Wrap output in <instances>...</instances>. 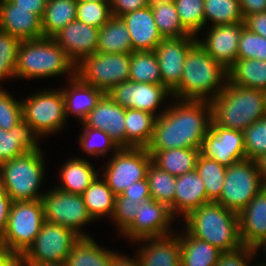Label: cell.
Here are the masks:
<instances>
[{
    "label": "cell",
    "instance_id": "6da1fadb",
    "mask_svg": "<svg viewBox=\"0 0 266 266\" xmlns=\"http://www.w3.org/2000/svg\"><path fill=\"white\" fill-rule=\"evenodd\" d=\"M211 122L210 101L176 99L157 117L146 150L153 156L158 151L174 148L200 149Z\"/></svg>",
    "mask_w": 266,
    "mask_h": 266
},
{
    "label": "cell",
    "instance_id": "7a4b0ae2",
    "mask_svg": "<svg viewBox=\"0 0 266 266\" xmlns=\"http://www.w3.org/2000/svg\"><path fill=\"white\" fill-rule=\"evenodd\" d=\"M227 81L228 69L196 42L185 57L180 83L171 95L180 100L211 101L222 92Z\"/></svg>",
    "mask_w": 266,
    "mask_h": 266
},
{
    "label": "cell",
    "instance_id": "3957f363",
    "mask_svg": "<svg viewBox=\"0 0 266 266\" xmlns=\"http://www.w3.org/2000/svg\"><path fill=\"white\" fill-rule=\"evenodd\" d=\"M210 104L212 121L217 126L244 131L266 115V92L237 86L228 80Z\"/></svg>",
    "mask_w": 266,
    "mask_h": 266
},
{
    "label": "cell",
    "instance_id": "277c9868",
    "mask_svg": "<svg viewBox=\"0 0 266 266\" xmlns=\"http://www.w3.org/2000/svg\"><path fill=\"white\" fill-rule=\"evenodd\" d=\"M184 219L185 230L193 237L204 240L222 252L239 249L238 213L217 202H209L191 211Z\"/></svg>",
    "mask_w": 266,
    "mask_h": 266
},
{
    "label": "cell",
    "instance_id": "5b68a950",
    "mask_svg": "<svg viewBox=\"0 0 266 266\" xmlns=\"http://www.w3.org/2000/svg\"><path fill=\"white\" fill-rule=\"evenodd\" d=\"M69 74L75 76V64L51 37L22 40L17 53L15 76L42 79Z\"/></svg>",
    "mask_w": 266,
    "mask_h": 266
},
{
    "label": "cell",
    "instance_id": "8992f818",
    "mask_svg": "<svg viewBox=\"0 0 266 266\" xmlns=\"http://www.w3.org/2000/svg\"><path fill=\"white\" fill-rule=\"evenodd\" d=\"M44 161L38 150L0 164V184L12 202L42 199L44 193L39 190L45 174Z\"/></svg>",
    "mask_w": 266,
    "mask_h": 266
},
{
    "label": "cell",
    "instance_id": "52a82bcc",
    "mask_svg": "<svg viewBox=\"0 0 266 266\" xmlns=\"http://www.w3.org/2000/svg\"><path fill=\"white\" fill-rule=\"evenodd\" d=\"M45 221L42 199L12 202L0 240L20 257L33 243Z\"/></svg>",
    "mask_w": 266,
    "mask_h": 266
},
{
    "label": "cell",
    "instance_id": "ba28073f",
    "mask_svg": "<svg viewBox=\"0 0 266 266\" xmlns=\"http://www.w3.org/2000/svg\"><path fill=\"white\" fill-rule=\"evenodd\" d=\"M131 53H100L83 58L75 66V75L103 93L129 80Z\"/></svg>",
    "mask_w": 266,
    "mask_h": 266
},
{
    "label": "cell",
    "instance_id": "9c48e42d",
    "mask_svg": "<svg viewBox=\"0 0 266 266\" xmlns=\"http://www.w3.org/2000/svg\"><path fill=\"white\" fill-rule=\"evenodd\" d=\"M24 99L21 100L23 120L40 137L57 133L66 125L65 101L61 88L42 90Z\"/></svg>",
    "mask_w": 266,
    "mask_h": 266
},
{
    "label": "cell",
    "instance_id": "30bf717a",
    "mask_svg": "<svg viewBox=\"0 0 266 266\" xmlns=\"http://www.w3.org/2000/svg\"><path fill=\"white\" fill-rule=\"evenodd\" d=\"M80 238L70 228L44 221L40 232L19 257L21 266L66 262L75 242Z\"/></svg>",
    "mask_w": 266,
    "mask_h": 266
},
{
    "label": "cell",
    "instance_id": "8fae6325",
    "mask_svg": "<svg viewBox=\"0 0 266 266\" xmlns=\"http://www.w3.org/2000/svg\"><path fill=\"white\" fill-rule=\"evenodd\" d=\"M255 160L244 159L227 168L217 203L239 213L265 187Z\"/></svg>",
    "mask_w": 266,
    "mask_h": 266
},
{
    "label": "cell",
    "instance_id": "7c38bea8",
    "mask_svg": "<svg viewBox=\"0 0 266 266\" xmlns=\"http://www.w3.org/2000/svg\"><path fill=\"white\" fill-rule=\"evenodd\" d=\"M109 159L103 177L116 196L132 183L146 179L152 163L146 148H119Z\"/></svg>",
    "mask_w": 266,
    "mask_h": 266
},
{
    "label": "cell",
    "instance_id": "4fadbf2b",
    "mask_svg": "<svg viewBox=\"0 0 266 266\" xmlns=\"http://www.w3.org/2000/svg\"><path fill=\"white\" fill-rule=\"evenodd\" d=\"M42 202L45 221L70 228L80 237L91 236L82 230L83 225L86 226L88 222H94V220L88 214L81 195L53 187L44 193Z\"/></svg>",
    "mask_w": 266,
    "mask_h": 266
},
{
    "label": "cell",
    "instance_id": "5bb4252c",
    "mask_svg": "<svg viewBox=\"0 0 266 266\" xmlns=\"http://www.w3.org/2000/svg\"><path fill=\"white\" fill-rule=\"evenodd\" d=\"M107 95L124 109H138L159 117L167 107L157 113L163 100L172 97L171 92L162 84L139 83L130 80L113 86ZM161 104V105H160Z\"/></svg>",
    "mask_w": 266,
    "mask_h": 266
},
{
    "label": "cell",
    "instance_id": "9a60e30c",
    "mask_svg": "<svg viewBox=\"0 0 266 266\" xmlns=\"http://www.w3.org/2000/svg\"><path fill=\"white\" fill-rule=\"evenodd\" d=\"M135 214L133 223L122 233L133 242L174 233L169 228L176 218L164 203L149 198L140 204Z\"/></svg>",
    "mask_w": 266,
    "mask_h": 266
},
{
    "label": "cell",
    "instance_id": "2e32d148",
    "mask_svg": "<svg viewBox=\"0 0 266 266\" xmlns=\"http://www.w3.org/2000/svg\"><path fill=\"white\" fill-rule=\"evenodd\" d=\"M200 154L229 168L247 159L243 131L217 126L213 121L202 141Z\"/></svg>",
    "mask_w": 266,
    "mask_h": 266
},
{
    "label": "cell",
    "instance_id": "e0dca14e",
    "mask_svg": "<svg viewBox=\"0 0 266 266\" xmlns=\"http://www.w3.org/2000/svg\"><path fill=\"white\" fill-rule=\"evenodd\" d=\"M197 42V36L163 39L154 50L157 55L162 85L170 92L180 83L185 57Z\"/></svg>",
    "mask_w": 266,
    "mask_h": 266
},
{
    "label": "cell",
    "instance_id": "ac0fdd59",
    "mask_svg": "<svg viewBox=\"0 0 266 266\" xmlns=\"http://www.w3.org/2000/svg\"><path fill=\"white\" fill-rule=\"evenodd\" d=\"M124 121L125 109L104 93L81 123L105 131L119 148H126Z\"/></svg>",
    "mask_w": 266,
    "mask_h": 266
},
{
    "label": "cell",
    "instance_id": "d6986e66",
    "mask_svg": "<svg viewBox=\"0 0 266 266\" xmlns=\"http://www.w3.org/2000/svg\"><path fill=\"white\" fill-rule=\"evenodd\" d=\"M205 39H198V44L217 62L229 69L237 60L238 45L244 22L210 26Z\"/></svg>",
    "mask_w": 266,
    "mask_h": 266
},
{
    "label": "cell",
    "instance_id": "ffe728a7",
    "mask_svg": "<svg viewBox=\"0 0 266 266\" xmlns=\"http://www.w3.org/2000/svg\"><path fill=\"white\" fill-rule=\"evenodd\" d=\"M99 28L74 20L52 38L65 51L75 66L97 51Z\"/></svg>",
    "mask_w": 266,
    "mask_h": 266
},
{
    "label": "cell",
    "instance_id": "44dd1931",
    "mask_svg": "<svg viewBox=\"0 0 266 266\" xmlns=\"http://www.w3.org/2000/svg\"><path fill=\"white\" fill-rule=\"evenodd\" d=\"M242 245L259 250L266 245V186L238 213Z\"/></svg>",
    "mask_w": 266,
    "mask_h": 266
},
{
    "label": "cell",
    "instance_id": "7402d4cb",
    "mask_svg": "<svg viewBox=\"0 0 266 266\" xmlns=\"http://www.w3.org/2000/svg\"><path fill=\"white\" fill-rule=\"evenodd\" d=\"M0 30L21 40L44 37L41 19L29 9L17 8L9 0H0Z\"/></svg>",
    "mask_w": 266,
    "mask_h": 266
},
{
    "label": "cell",
    "instance_id": "603a6c76",
    "mask_svg": "<svg viewBox=\"0 0 266 266\" xmlns=\"http://www.w3.org/2000/svg\"><path fill=\"white\" fill-rule=\"evenodd\" d=\"M138 241L139 243L144 242L143 246L139 247L137 254L141 266H181L180 236L178 234L144 238L134 242Z\"/></svg>",
    "mask_w": 266,
    "mask_h": 266
},
{
    "label": "cell",
    "instance_id": "cb8c5ba5",
    "mask_svg": "<svg viewBox=\"0 0 266 266\" xmlns=\"http://www.w3.org/2000/svg\"><path fill=\"white\" fill-rule=\"evenodd\" d=\"M132 41V52L152 51L163 40L155 23L152 10L147 6L121 16Z\"/></svg>",
    "mask_w": 266,
    "mask_h": 266
},
{
    "label": "cell",
    "instance_id": "d4e9b609",
    "mask_svg": "<svg viewBox=\"0 0 266 266\" xmlns=\"http://www.w3.org/2000/svg\"><path fill=\"white\" fill-rule=\"evenodd\" d=\"M173 201V216L185 218L191 211L209 203L201 176L194 170L177 177Z\"/></svg>",
    "mask_w": 266,
    "mask_h": 266
},
{
    "label": "cell",
    "instance_id": "484cf974",
    "mask_svg": "<svg viewBox=\"0 0 266 266\" xmlns=\"http://www.w3.org/2000/svg\"><path fill=\"white\" fill-rule=\"evenodd\" d=\"M41 137L24 120L11 130L0 128V164L26 154L41 150L38 139Z\"/></svg>",
    "mask_w": 266,
    "mask_h": 266
},
{
    "label": "cell",
    "instance_id": "4316f807",
    "mask_svg": "<svg viewBox=\"0 0 266 266\" xmlns=\"http://www.w3.org/2000/svg\"><path fill=\"white\" fill-rule=\"evenodd\" d=\"M70 83V84H69ZM69 87L61 88L65 101V112L82 120L96 106L104 94L101 90L82 82L76 75L69 79Z\"/></svg>",
    "mask_w": 266,
    "mask_h": 266
},
{
    "label": "cell",
    "instance_id": "83f0119b",
    "mask_svg": "<svg viewBox=\"0 0 266 266\" xmlns=\"http://www.w3.org/2000/svg\"><path fill=\"white\" fill-rule=\"evenodd\" d=\"M91 164L80 157L65 161L59 171L62 182L60 186L55 187L68 193L82 195L99 174Z\"/></svg>",
    "mask_w": 266,
    "mask_h": 266
},
{
    "label": "cell",
    "instance_id": "f1b7e54d",
    "mask_svg": "<svg viewBox=\"0 0 266 266\" xmlns=\"http://www.w3.org/2000/svg\"><path fill=\"white\" fill-rule=\"evenodd\" d=\"M157 116L138 109H125L126 148H146L153 135Z\"/></svg>",
    "mask_w": 266,
    "mask_h": 266
},
{
    "label": "cell",
    "instance_id": "f546056e",
    "mask_svg": "<svg viewBox=\"0 0 266 266\" xmlns=\"http://www.w3.org/2000/svg\"><path fill=\"white\" fill-rule=\"evenodd\" d=\"M132 41L128 28L121 17L112 16L99 28L97 51L100 53H132Z\"/></svg>",
    "mask_w": 266,
    "mask_h": 266
},
{
    "label": "cell",
    "instance_id": "4dcf8cb0",
    "mask_svg": "<svg viewBox=\"0 0 266 266\" xmlns=\"http://www.w3.org/2000/svg\"><path fill=\"white\" fill-rule=\"evenodd\" d=\"M178 233L181 247V266H215L220 254L210 243L191 236L187 231Z\"/></svg>",
    "mask_w": 266,
    "mask_h": 266
},
{
    "label": "cell",
    "instance_id": "1f68e13d",
    "mask_svg": "<svg viewBox=\"0 0 266 266\" xmlns=\"http://www.w3.org/2000/svg\"><path fill=\"white\" fill-rule=\"evenodd\" d=\"M200 149L174 148L156 152L152 163L160 170L178 177L195 170Z\"/></svg>",
    "mask_w": 266,
    "mask_h": 266
},
{
    "label": "cell",
    "instance_id": "d6a6232c",
    "mask_svg": "<svg viewBox=\"0 0 266 266\" xmlns=\"http://www.w3.org/2000/svg\"><path fill=\"white\" fill-rule=\"evenodd\" d=\"M115 252L98 245L91 237H80L66 259L67 266H112Z\"/></svg>",
    "mask_w": 266,
    "mask_h": 266
},
{
    "label": "cell",
    "instance_id": "836d02e7",
    "mask_svg": "<svg viewBox=\"0 0 266 266\" xmlns=\"http://www.w3.org/2000/svg\"><path fill=\"white\" fill-rule=\"evenodd\" d=\"M81 196L88 214L94 221L113 215L116 195L105 179L99 178V174Z\"/></svg>",
    "mask_w": 266,
    "mask_h": 266
},
{
    "label": "cell",
    "instance_id": "e575fe53",
    "mask_svg": "<svg viewBox=\"0 0 266 266\" xmlns=\"http://www.w3.org/2000/svg\"><path fill=\"white\" fill-rule=\"evenodd\" d=\"M228 80L237 86L266 92V61L237 59L228 69Z\"/></svg>",
    "mask_w": 266,
    "mask_h": 266
},
{
    "label": "cell",
    "instance_id": "d590c367",
    "mask_svg": "<svg viewBox=\"0 0 266 266\" xmlns=\"http://www.w3.org/2000/svg\"><path fill=\"white\" fill-rule=\"evenodd\" d=\"M77 0H47L41 26L44 37H53L76 20Z\"/></svg>",
    "mask_w": 266,
    "mask_h": 266
},
{
    "label": "cell",
    "instance_id": "8d00e7d4",
    "mask_svg": "<svg viewBox=\"0 0 266 266\" xmlns=\"http://www.w3.org/2000/svg\"><path fill=\"white\" fill-rule=\"evenodd\" d=\"M129 80L139 83L162 84L157 55L154 50L131 53Z\"/></svg>",
    "mask_w": 266,
    "mask_h": 266
},
{
    "label": "cell",
    "instance_id": "74e56055",
    "mask_svg": "<svg viewBox=\"0 0 266 266\" xmlns=\"http://www.w3.org/2000/svg\"><path fill=\"white\" fill-rule=\"evenodd\" d=\"M204 17L212 26L244 22L240 0H204Z\"/></svg>",
    "mask_w": 266,
    "mask_h": 266
},
{
    "label": "cell",
    "instance_id": "f35d334b",
    "mask_svg": "<svg viewBox=\"0 0 266 266\" xmlns=\"http://www.w3.org/2000/svg\"><path fill=\"white\" fill-rule=\"evenodd\" d=\"M195 171L203 179L207 198L210 202L220 199L227 168L215 160L199 155Z\"/></svg>",
    "mask_w": 266,
    "mask_h": 266
},
{
    "label": "cell",
    "instance_id": "ab89813d",
    "mask_svg": "<svg viewBox=\"0 0 266 266\" xmlns=\"http://www.w3.org/2000/svg\"><path fill=\"white\" fill-rule=\"evenodd\" d=\"M146 178L151 198L160 203L166 204L173 214V201L177 177L160 170L157 166L151 163Z\"/></svg>",
    "mask_w": 266,
    "mask_h": 266
},
{
    "label": "cell",
    "instance_id": "60d3db41",
    "mask_svg": "<svg viewBox=\"0 0 266 266\" xmlns=\"http://www.w3.org/2000/svg\"><path fill=\"white\" fill-rule=\"evenodd\" d=\"M151 10L158 31L163 39L180 38L191 35L182 26L173 1L169 4L161 3L157 8Z\"/></svg>",
    "mask_w": 266,
    "mask_h": 266
},
{
    "label": "cell",
    "instance_id": "b9f144b4",
    "mask_svg": "<svg viewBox=\"0 0 266 266\" xmlns=\"http://www.w3.org/2000/svg\"><path fill=\"white\" fill-rule=\"evenodd\" d=\"M182 26L196 36L205 25L204 0H173Z\"/></svg>",
    "mask_w": 266,
    "mask_h": 266
},
{
    "label": "cell",
    "instance_id": "7bdbcfd3",
    "mask_svg": "<svg viewBox=\"0 0 266 266\" xmlns=\"http://www.w3.org/2000/svg\"><path fill=\"white\" fill-rule=\"evenodd\" d=\"M79 146L84 153L91 156H104L108 150L113 149L114 153L119 149L109 134L103 130L84 127L79 137Z\"/></svg>",
    "mask_w": 266,
    "mask_h": 266
},
{
    "label": "cell",
    "instance_id": "ee69618b",
    "mask_svg": "<svg viewBox=\"0 0 266 266\" xmlns=\"http://www.w3.org/2000/svg\"><path fill=\"white\" fill-rule=\"evenodd\" d=\"M21 42L20 38L0 30V82L16 78L15 67Z\"/></svg>",
    "mask_w": 266,
    "mask_h": 266
},
{
    "label": "cell",
    "instance_id": "f6af8a7d",
    "mask_svg": "<svg viewBox=\"0 0 266 266\" xmlns=\"http://www.w3.org/2000/svg\"><path fill=\"white\" fill-rule=\"evenodd\" d=\"M109 2L78 1L76 20L87 25L101 28L112 17Z\"/></svg>",
    "mask_w": 266,
    "mask_h": 266
},
{
    "label": "cell",
    "instance_id": "bcb514c9",
    "mask_svg": "<svg viewBox=\"0 0 266 266\" xmlns=\"http://www.w3.org/2000/svg\"><path fill=\"white\" fill-rule=\"evenodd\" d=\"M247 159L255 160L266 153V115L243 131Z\"/></svg>",
    "mask_w": 266,
    "mask_h": 266
},
{
    "label": "cell",
    "instance_id": "7dc6e473",
    "mask_svg": "<svg viewBox=\"0 0 266 266\" xmlns=\"http://www.w3.org/2000/svg\"><path fill=\"white\" fill-rule=\"evenodd\" d=\"M237 59L266 61V38L245 27L240 36Z\"/></svg>",
    "mask_w": 266,
    "mask_h": 266
},
{
    "label": "cell",
    "instance_id": "c3c4849f",
    "mask_svg": "<svg viewBox=\"0 0 266 266\" xmlns=\"http://www.w3.org/2000/svg\"><path fill=\"white\" fill-rule=\"evenodd\" d=\"M1 88V87H0ZM23 120L21 101H16L7 90L0 89V128L11 130Z\"/></svg>",
    "mask_w": 266,
    "mask_h": 266
},
{
    "label": "cell",
    "instance_id": "681fc988",
    "mask_svg": "<svg viewBox=\"0 0 266 266\" xmlns=\"http://www.w3.org/2000/svg\"><path fill=\"white\" fill-rule=\"evenodd\" d=\"M140 204H136L128 197L119 194L115 197L114 212L111 216L121 234L133 223L136 211Z\"/></svg>",
    "mask_w": 266,
    "mask_h": 266
},
{
    "label": "cell",
    "instance_id": "f907efd6",
    "mask_svg": "<svg viewBox=\"0 0 266 266\" xmlns=\"http://www.w3.org/2000/svg\"><path fill=\"white\" fill-rule=\"evenodd\" d=\"M258 251L243 245L237 250L222 252L215 266H248L252 257H257Z\"/></svg>",
    "mask_w": 266,
    "mask_h": 266
},
{
    "label": "cell",
    "instance_id": "816d5d0a",
    "mask_svg": "<svg viewBox=\"0 0 266 266\" xmlns=\"http://www.w3.org/2000/svg\"><path fill=\"white\" fill-rule=\"evenodd\" d=\"M111 12L113 16L121 17L148 6V0H110Z\"/></svg>",
    "mask_w": 266,
    "mask_h": 266
},
{
    "label": "cell",
    "instance_id": "f5cc1de1",
    "mask_svg": "<svg viewBox=\"0 0 266 266\" xmlns=\"http://www.w3.org/2000/svg\"><path fill=\"white\" fill-rule=\"evenodd\" d=\"M121 194L136 204H141L144 200L151 198L147 178L127 186Z\"/></svg>",
    "mask_w": 266,
    "mask_h": 266
},
{
    "label": "cell",
    "instance_id": "db71d44e",
    "mask_svg": "<svg viewBox=\"0 0 266 266\" xmlns=\"http://www.w3.org/2000/svg\"><path fill=\"white\" fill-rule=\"evenodd\" d=\"M244 24L251 32L266 38V11L246 16Z\"/></svg>",
    "mask_w": 266,
    "mask_h": 266
},
{
    "label": "cell",
    "instance_id": "11a10c76",
    "mask_svg": "<svg viewBox=\"0 0 266 266\" xmlns=\"http://www.w3.org/2000/svg\"><path fill=\"white\" fill-rule=\"evenodd\" d=\"M11 204V198L0 184V238L4 234L7 227Z\"/></svg>",
    "mask_w": 266,
    "mask_h": 266
},
{
    "label": "cell",
    "instance_id": "9f6ffc18",
    "mask_svg": "<svg viewBox=\"0 0 266 266\" xmlns=\"http://www.w3.org/2000/svg\"><path fill=\"white\" fill-rule=\"evenodd\" d=\"M17 8L29 9L30 12L36 14L40 19L44 14L47 0H9Z\"/></svg>",
    "mask_w": 266,
    "mask_h": 266
},
{
    "label": "cell",
    "instance_id": "6f0895ef",
    "mask_svg": "<svg viewBox=\"0 0 266 266\" xmlns=\"http://www.w3.org/2000/svg\"><path fill=\"white\" fill-rule=\"evenodd\" d=\"M241 12L244 16L266 11V0H240Z\"/></svg>",
    "mask_w": 266,
    "mask_h": 266
},
{
    "label": "cell",
    "instance_id": "680465c9",
    "mask_svg": "<svg viewBox=\"0 0 266 266\" xmlns=\"http://www.w3.org/2000/svg\"><path fill=\"white\" fill-rule=\"evenodd\" d=\"M19 257L0 240V266H17Z\"/></svg>",
    "mask_w": 266,
    "mask_h": 266
},
{
    "label": "cell",
    "instance_id": "91938a15",
    "mask_svg": "<svg viewBox=\"0 0 266 266\" xmlns=\"http://www.w3.org/2000/svg\"><path fill=\"white\" fill-rule=\"evenodd\" d=\"M112 266H141V264L137 256L135 259L128 256H122L121 254L115 252L113 255Z\"/></svg>",
    "mask_w": 266,
    "mask_h": 266
},
{
    "label": "cell",
    "instance_id": "94428289",
    "mask_svg": "<svg viewBox=\"0 0 266 266\" xmlns=\"http://www.w3.org/2000/svg\"><path fill=\"white\" fill-rule=\"evenodd\" d=\"M258 173L260 174L263 183L266 185V153L261 154L255 159Z\"/></svg>",
    "mask_w": 266,
    "mask_h": 266
},
{
    "label": "cell",
    "instance_id": "6125c7cd",
    "mask_svg": "<svg viewBox=\"0 0 266 266\" xmlns=\"http://www.w3.org/2000/svg\"><path fill=\"white\" fill-rule=\"evenodd\" d=\"M172 1L173 0H148V7L150 9H153V8H157L159 6V4H161V3L169 4Z\"/></svg>",
    "mask_w": 266,
    "mask_h": 266
},
{
    "label": "cell",
    "instance_id": "be15d7a7",
    "mask_svg": "<svg viewBox=\"0 0 266 266\" xmlns=\"http://www.w3.org/2000/svg\"><path fill=\"white\" fill-rule=\"evenodd\" d=\"M33 266H67L66 262H57V263H40Z\"/></svg>",
    "mask_w": 266,
    "mask_h": 266
},
{
    "label": "cell",
    "instance_id": "e7e4bbea",
    "mask_svg": "<svg viewBox=\"0 0 266 266\" xmlns=\"http://www.w3.org/2000/svg\"><path fill=\"white\" fill-rule=\"evenodd\" d=\"M77 1L109 2L110 0H77Z\"/></svg>",
    "mask_w": 266,
    "mask_h": 266
},
{
    "label": "cell",
    "instance_id": "03108f58",
    "mask_svg": "<svg viewBox=\"0 0 266 266\" xmlns=\"http://www.w3.org/2000/svg\"><path fill=\"white\" fill-rule=\"evenodd\" d=\"M265 250V254H266V245L263 247V251Z\"/></svg>",
    "mask_w": 266,
    "mask_h": 266
}]
</instances>
